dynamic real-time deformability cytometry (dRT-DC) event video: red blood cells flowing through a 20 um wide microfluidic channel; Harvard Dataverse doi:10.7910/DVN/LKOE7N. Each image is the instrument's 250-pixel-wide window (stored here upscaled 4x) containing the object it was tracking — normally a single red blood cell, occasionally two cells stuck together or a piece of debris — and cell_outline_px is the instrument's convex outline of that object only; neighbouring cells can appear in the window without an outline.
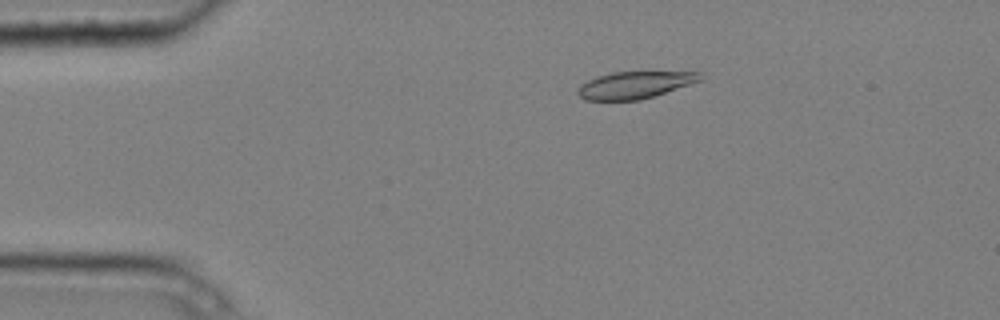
{"species": "common noctule bat (a hibernating species)", "species_latin": "Nyctalus noctula", "temperature_condition": "cold", "stored_images_in_passage": 4, "camera_frame_rate_fps": 3000, "um_per_image_px": 0.085, "animal": {"sex": "male", "body_mass_g": 20.4}, "frame": {"image": 1, "passage_image": 3, "time_ms": 0.667, "image_size_px": [1000, 320], "cell_outline_px": [[704, 80], [640, 100], [584, 100], [576, 92], [580, 84], [596, 76], [612, 72], [700, 72]], "centroid_in_image_um": [53.94, 7.22], "position_along_channel_um": 31.1, "area_um2": 19.31}}